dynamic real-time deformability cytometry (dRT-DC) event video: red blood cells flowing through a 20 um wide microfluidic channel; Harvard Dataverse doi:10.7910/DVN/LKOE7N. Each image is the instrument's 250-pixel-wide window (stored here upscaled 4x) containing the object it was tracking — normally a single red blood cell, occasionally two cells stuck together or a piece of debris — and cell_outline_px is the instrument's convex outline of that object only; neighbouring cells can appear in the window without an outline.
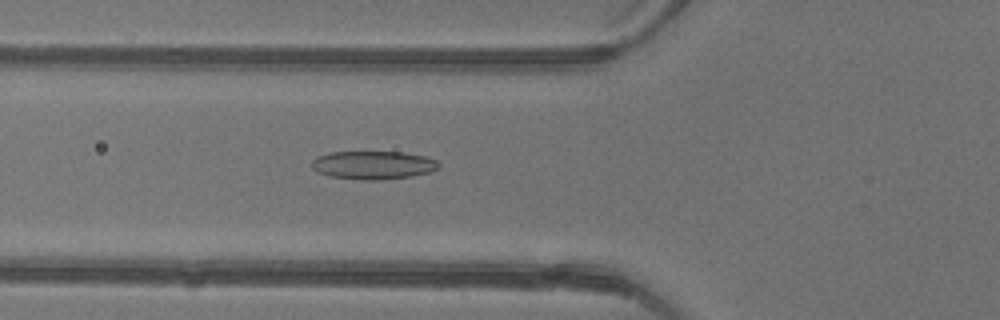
{"species": "common noctule bat (a hibernating species)", "species_latin": "Nyctalus noctula", "temperature_condition": "warm", "stored_images_in_passage": 47, "camera_frame_rate_fps": 3000, "um_per_image_px": 0.085, "animal": {"sex": "female"}, "frame": {"image": 1, "passage_image": 18, "time_ms": 5.667, "image_size_px": [1000, 320], "cell_outline_px": [[440, 168], [432, 172], [412, 176], [380, 180], [364, 180], [328, 176], [312, 168], [312, 160], [316, 156], [328, 152], [404, 152], [428, 156], [436, 160], [440, 164]], "centroid_in_image_um": [31.77, 14.03], "position_along_channel_um": 94.0, "area_um2": 21.21}}
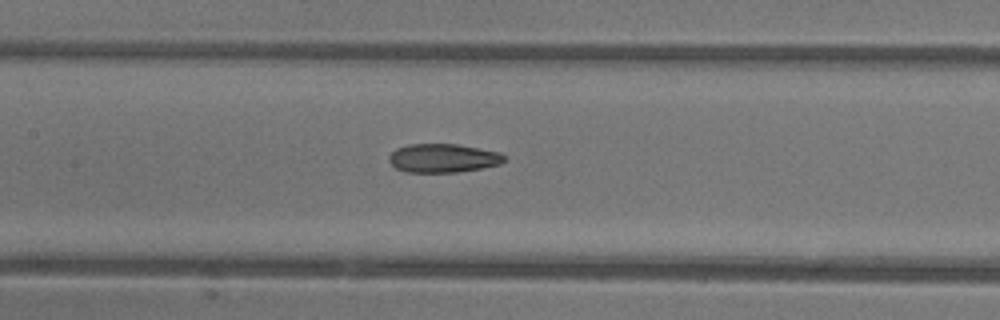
{"frame": {"image": 2, "passage_image": 23, "time_ms": 7.333, "image_size_px": [1000, 320], "cell_outline_px": [[508, 156], [500, 164], [480, 168], [456, 172], [404, 172], [396, 168], [388, 160], [388, 156], [396, 148], [408, 144], [456, 144], [500, 152]], "centroid_in_image_um": [37.65, 13.43], "position_along_channel_um": 169.8, "area_um2": 19.31}}
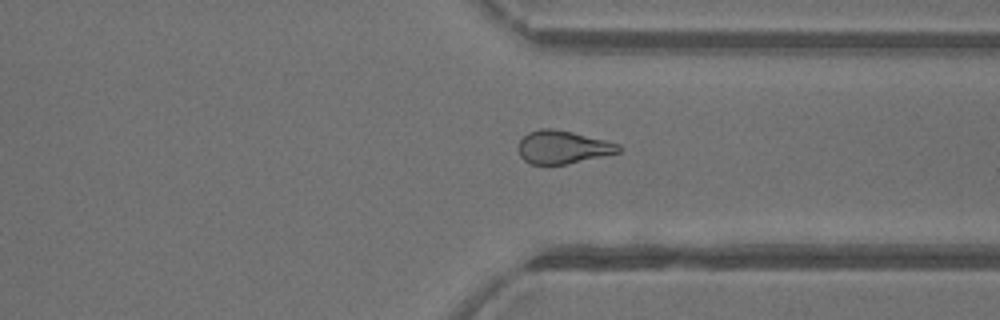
{"frame": {"image": 3, "passage_image": 36, "time_ms": 11.667, "image_size_px": [1000, 320], "cell_outline_px": [[620, 152], [568, 164], [532, 164], [524, 160], [520, 156], [516, 148], [520, 140], [528, 132], [540, 128], [552, 128], [572, 132], [620, 144]], "centroid_in_image_um": [47.79, 12.5], "position_along_channel_um": 363.6, "area_um2": 19.31}, "authors_computed_cell_mechanics": {"area_um2": 20.4612, "velocity_mm_per_s": 4.4894, "shape_relaxation_time_tau1_ms": null, "shape_relaxation_time_tau2_ms": 4.195, "deformation_change_tau1": null, "deformation_change_tau2": 0.1301}}